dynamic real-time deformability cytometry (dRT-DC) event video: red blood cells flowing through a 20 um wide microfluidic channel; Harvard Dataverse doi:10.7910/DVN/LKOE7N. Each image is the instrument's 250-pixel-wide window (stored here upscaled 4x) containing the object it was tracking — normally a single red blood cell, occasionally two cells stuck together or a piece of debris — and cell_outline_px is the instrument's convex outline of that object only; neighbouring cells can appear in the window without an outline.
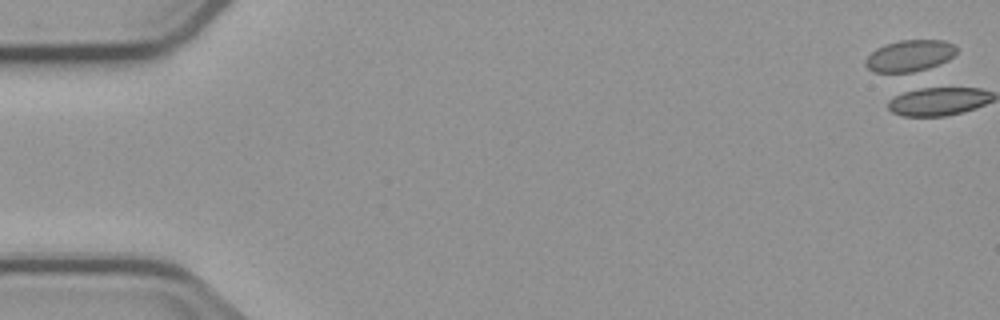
{"species": "common noctule bat (a hibernating species)", "species_latin": "Nyctalus noctula", "temperature_condition": "cold", "stored_images_in_passage": 6, "camera_frame_rate_fps": 3000, "um_per_image_px": 0.085, "animal": {"sex": "male", "body_mass_g": 23.1, "forearm_length_mm": 52.7}, "frame": {"image": 1, "passage_image": 1, "time_ms": 0.0, "image_size_px": [1000, 320], "cell_outline_px": [[956, 52], [948, 60], [940, 64], [920, 72], [904, 76], [872, 72], [864, 64], [864, 60], [876, 48], [884, 44], [900, 40], [944, 40], [952, 44], [956, 48]], "centroid_in_image_um": [77.26, 4.81], "position_along_channel_um": 7.7, "area_um2": 17.57}}